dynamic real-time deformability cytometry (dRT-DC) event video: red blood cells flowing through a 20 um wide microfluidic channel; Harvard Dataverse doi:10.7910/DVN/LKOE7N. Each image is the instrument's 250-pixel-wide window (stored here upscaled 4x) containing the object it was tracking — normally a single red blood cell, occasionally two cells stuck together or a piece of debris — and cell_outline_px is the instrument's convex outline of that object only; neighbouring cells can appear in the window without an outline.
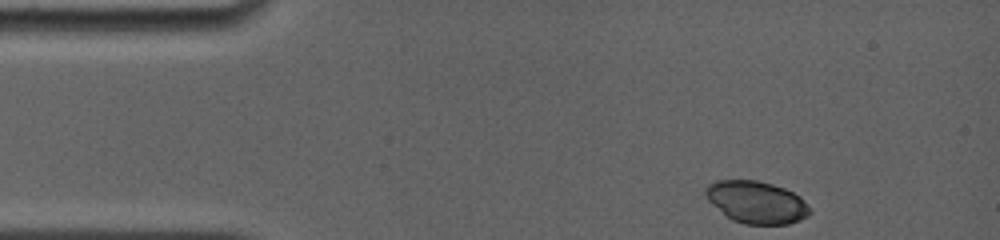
{"species": "common noctule bat (a hibernating species)", "species_latin": "Nyctalus noctula", "temperature_condition": "room temperature", "stored_images_in_passage": 3, "camera_frame_rate_fps": 4000, "um_per_image_px": 0.085, "animal": {"sex": "female", "body_mass_g": 19.0, "forearm_length_mm": 56.7}, "frame": {"image": 1, "passage_image": 1, "time_ms": 0.0, "image_size_px": [1000, 240], "cell_outline_px": [[812, 212], [808, 216], [788, 224], [744, 224], [732, 220], [712, 204], [708, 200], [704, 192], [704, 188], [708, 184], [716, 180], [756, 180], [772, 184], [784, 188], [800, 196], [812, 208]], "centroid_in_image_um": [64.31, 17.18], "position_along_channel_um": 20.7, "area_um2": 25.78}}